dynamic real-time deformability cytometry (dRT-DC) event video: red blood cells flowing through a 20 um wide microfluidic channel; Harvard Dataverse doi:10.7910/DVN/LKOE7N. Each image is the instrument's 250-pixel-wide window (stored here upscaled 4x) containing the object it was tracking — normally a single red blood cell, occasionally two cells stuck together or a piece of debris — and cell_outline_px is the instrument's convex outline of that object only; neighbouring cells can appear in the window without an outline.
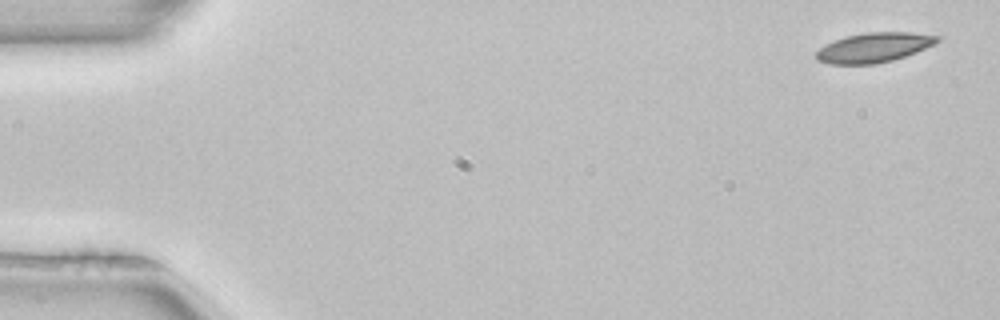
{"species": "common noctule bat (a hibernating species)", "species_latin": "Nyctalus noctula", "temperature_condition": "room temperature", "stored_images_in_passage": 5, "camera_frame_rate_fps": 3000, "um_per_image_px": 0.085, "animal": {"sex": "female", "body_mass_g": 22.7, "forearm_length_mm": 54.2}, "frame": {"image": 1, "passage_image": 1, "time_ms": 0.0, "image_size_px": [1000, 320], "cell_outline_px": [[940, 40], [936, 44], [916, 52], [892, 60], [876, 64], [828, 64], [816, 60], [816, 52], [820, 48], [836, 40], [848, 36], [868, 32], [912, 32], [940, 36]], "centroid_in_image_um": [74.32, 4.04], "position_along_channel_um": 10.7, "area_um2": 20.81}}